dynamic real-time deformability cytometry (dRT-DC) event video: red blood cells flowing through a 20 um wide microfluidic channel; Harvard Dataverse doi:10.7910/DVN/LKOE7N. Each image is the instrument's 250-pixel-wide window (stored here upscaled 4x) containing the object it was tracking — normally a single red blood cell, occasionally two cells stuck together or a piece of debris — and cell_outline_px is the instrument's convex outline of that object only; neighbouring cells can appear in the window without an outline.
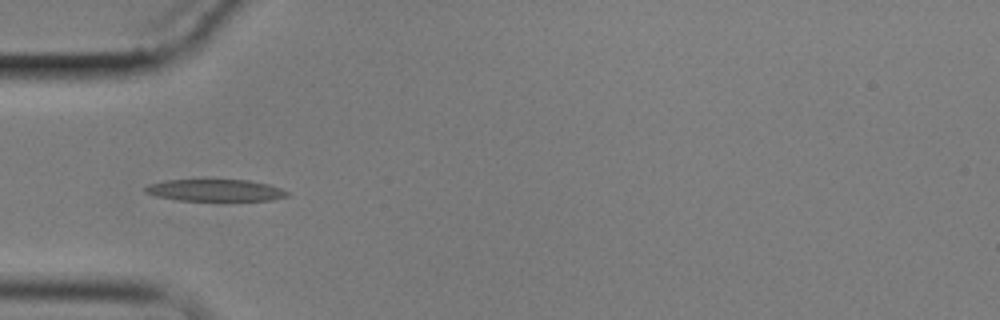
{"species": "common noctule bat (a hibernating species)", "species_latin": "Nyctalus noctula", "temperature_condition": "cold", "stored_images_in_passage": 7, "camera_frame_rate_fps": 3000, "um_per_image_px": 0.085, "animal": {"sex": "male", "body_mass_g": 17.9}, "frame": {"image": 1, "passage_image": 4, "time_ms": 5.0, "image_size_px": [1000, 320], "cell_outline_px": [[288, 196], [272, 200], [180, 200], [156, 196], [144, 192], [144, 188], [148, 184], [164, 180], [248, 180], [268, 184], [280, 188], [288, 192]], "centroid_in_image_um": [18.27, 16.17], "position_along_channel_um": 66.7, "area_um2": 17.92}}
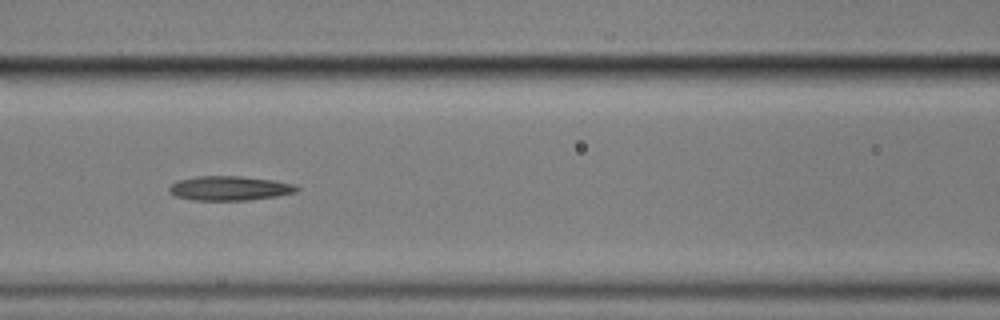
{"frame": {"image": 2, "passage_image": 6, "time_ms": 7.333, "image_size_px": [1000, 320], "cell_outline_px": [[300, 188], [296, 192], [276, 196], [248, 200], [192, 200], [176, 196], [168, 192], [168, 188], [176, 180], [196, 176], [240, 176], [272, 180], [292, 184]], "centroid_in_image_um": [19.46, 16.0], "position_along_channel_um": 147.1, "area_um2": 18.09}}
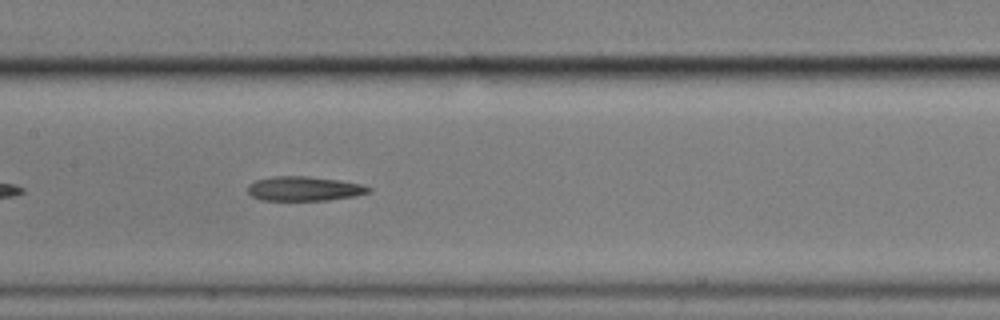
{"frame": {"image": 3, "passage_image": 7, "time_ms": 8.333, "image_size_px": [1000, 320], "cell_outline_px": [[372, 192], [356, 196], [328, 200], [260, 200], [252, 196], [248, 192], [248, 184], [256, 180], [276, 176], [308, 176], [340, 180], [364, 184], [372, 188]], "centroid_in_image_um": [25.91, 16.03], "position_along_channel_um": 181.5, "area_um2": 17.4}}